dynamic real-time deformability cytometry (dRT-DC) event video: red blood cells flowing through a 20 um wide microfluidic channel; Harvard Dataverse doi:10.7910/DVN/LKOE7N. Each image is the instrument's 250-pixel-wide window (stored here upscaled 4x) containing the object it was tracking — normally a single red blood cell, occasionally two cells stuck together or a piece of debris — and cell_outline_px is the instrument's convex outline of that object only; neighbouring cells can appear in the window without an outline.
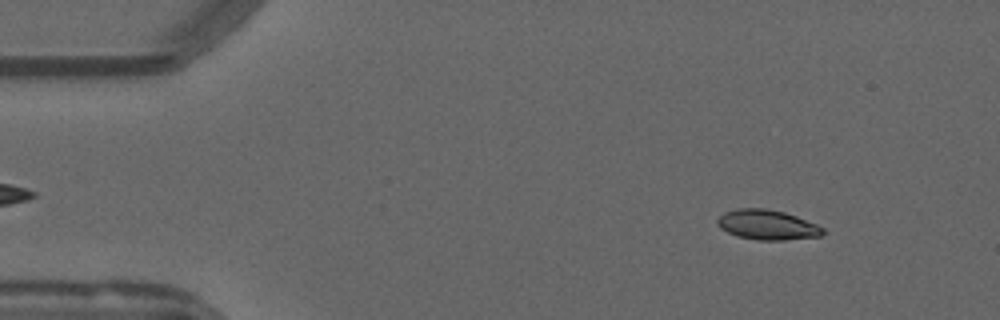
{"species": "common noctule bat (a hibernating species)", "species_latin": "Nyctalus noctula", "temperature_condition": "warm", "stored_images_in_passage": 13, "camera_frame_rate_fps": 3000, "um_per_image_px": 0.085, "animal": {"sex": "male", "forearm_length_mm": 52.5}, "frame": {"image": 1, "passage_image": 6, "time_ms": 1.667, "image_size_px": [1000, 320], "cell_outline_px": [[824, 232], [820, 236], [784, 240], [756, 240], [736, 236], [720, 228], [716, 224], [716, 220], [724, 212], [740, 208], [764, 208], [784, 212], [796, 216], [816, 224], [824, 228]], "centroid_in_image_um": [65.19, 19.11], "position_along_channel_um": 19.8, "area_um2": 18.38}}